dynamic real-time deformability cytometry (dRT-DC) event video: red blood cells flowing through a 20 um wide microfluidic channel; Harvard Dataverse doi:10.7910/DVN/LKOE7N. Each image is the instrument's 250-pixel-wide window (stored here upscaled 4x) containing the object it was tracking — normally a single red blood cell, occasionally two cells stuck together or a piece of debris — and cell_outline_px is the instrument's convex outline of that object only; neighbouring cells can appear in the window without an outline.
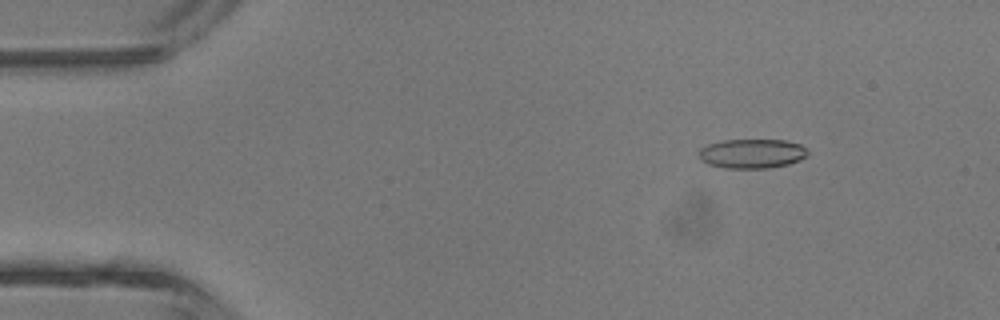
{"species": "common noctule bat (a hibernating species)", "species_latin": "Nyctalus noctula", "temperature_condition": "room temperature", "stored_images_in_passage": 6, "camera_frame_rate_fps": 3000, "um_per_image_px": 0.085, "animal": {"sex": "male", "body_mass_g": 13.3}, "frame": {"image": 1, "passage_image": 2, "time_ms": 1.0, "image_size_px": [1000, 320], "cell_outline_px": [[808, 156], [800, 160], [788, 164], [768, 168], [728, 168], [708, 164], [700, 160], [700, 148], [708, 144], [724, 140], [784, 140], [800, 144], [808, 152]], "centroid_in_image_um": [63.93, 13.05], "position_along_channel_um": 21.1, "area_um2": 18.55}}
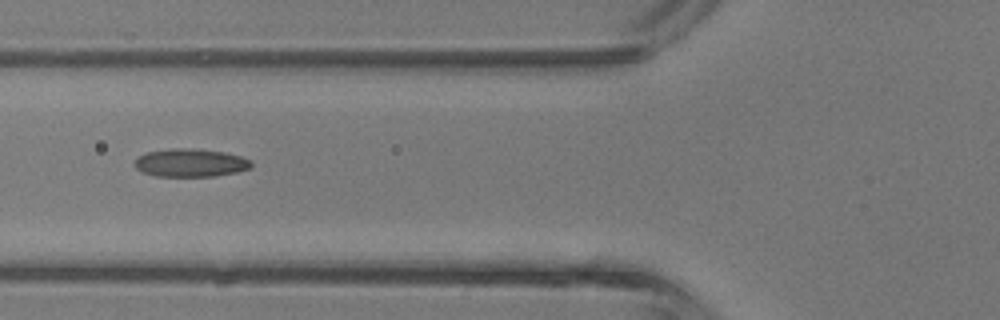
{"frame": {"image": 2, "passage_image": 5, "time_ms": 4.667, "image_size_px": [1000, 320], "cell_outline_px": [[252, 164], [248, 168], [236, 172], [212, 176], [156, 176], [144, 172], [136, 168], [132, 164], [140, 156], [148, 152], [176, 148], [192, 148], [224, 152], [240, 156], [248, 160]], "centroid_in_image_um": [16.16, 13.84], "position_along_channel_um": 109.6, "area_um2": 18.73}}
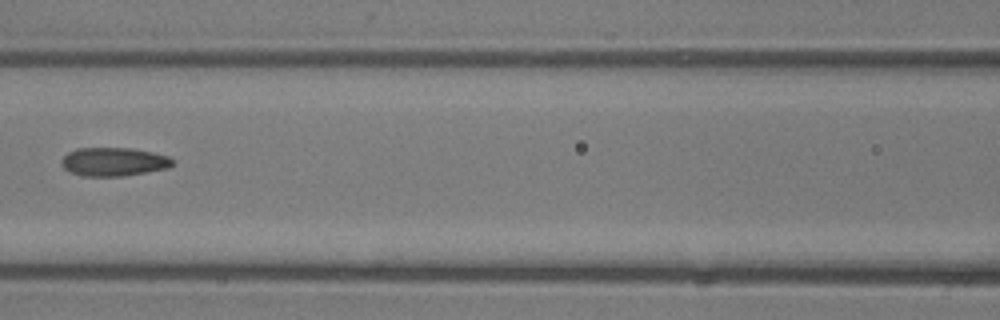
{"frame": {"image": 3, "passage_image": 6, "time_ms": 5.667, "image_size_px": [1000, 320], "cell_outline_px": [[172, 164], [168, 168], [124, 176], [84, 176], [72, 172], [64, 168], [60, 164], [60, 160], [68, 152], [76, 148], [128, 148], [152, 152], [168, 156], [172, 160]], "centroid_in_image_um": [9.63, 13.75], "position_along_channel_um": 157.0, "area_um2": 18.38}}